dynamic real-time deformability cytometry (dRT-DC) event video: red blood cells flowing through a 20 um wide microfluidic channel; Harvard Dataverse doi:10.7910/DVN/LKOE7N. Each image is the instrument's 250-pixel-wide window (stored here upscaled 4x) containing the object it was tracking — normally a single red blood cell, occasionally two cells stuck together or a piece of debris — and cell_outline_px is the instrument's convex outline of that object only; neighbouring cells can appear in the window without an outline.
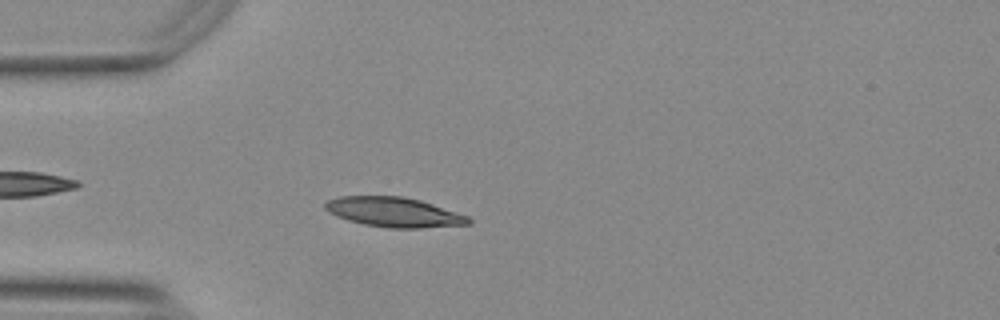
{"species": "Egyptian fruit bat (a non-hibernating species)", "species_latin": "Rousettus aegyptiacus", "temperature_condition": "warm", "stored_images_in_passage": 49, "camera_frame_rate_fps": 3000, "um_per_image_px": 0.085, "animal": {"sex": "female"}, "frame": {"image": 1, "passage_image": 10, "time_ms": 3.0, "image_size_px": [1000, 320], "cell_outline_px": [[472, 224], [420, 228], [388, 228], [364, 224], [348, 220], [336, 216], [328, 212], [324, 208], [324, 204], [328, 200], [340, 196], [404, 196], [420, 200], [468, 216], [472, 220]], "centroid_in_image_um": [33.48, 18.03], "position_along_channel_um": 51.5, "area_um2": 24.85}}
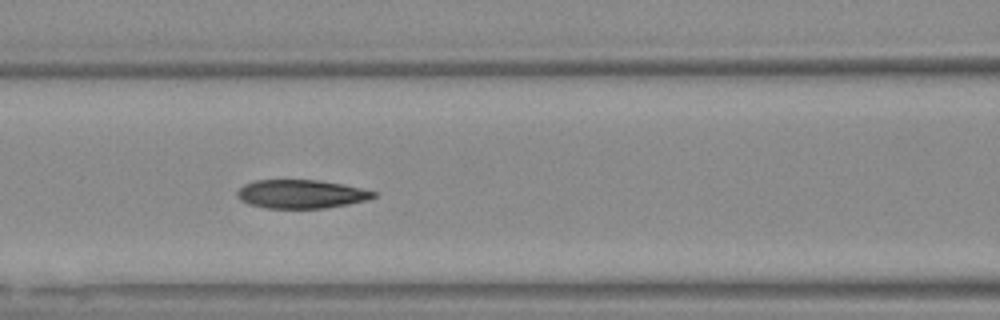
{"frame": {"image": 2, "passage_image": 18, "time_ms": 5.667, "image_size_px": [1000, 320], "cell_outline_px": [[376, 196], [368, 200], [348, 204], [324, 208], [264, 208], [248, 204], [240, 200], [236, 196], [236, 192], [244, 184], [256, 180], [320, 180], [360, 188], [376, 192]], "centroid_in_image_um": [25.56, 16.5], "position_along_channel_um": 141.0, "area_um2": 22.72}}
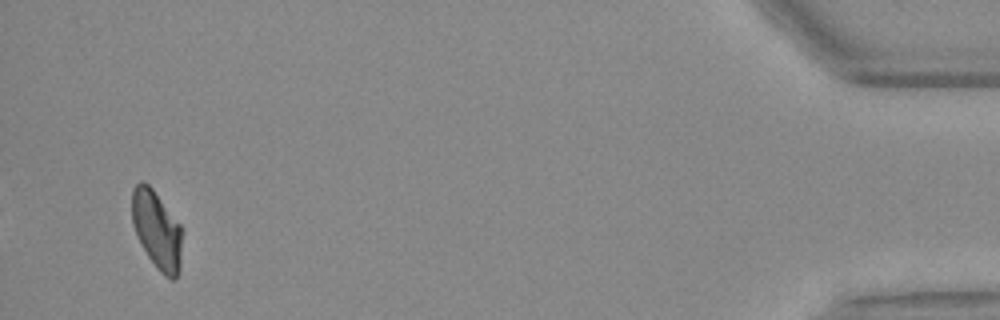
{"frame": {"image": 3, "passage_image": 47, "time_ms": 15.333, "image_size_px": [1000, 320], "cell_outline_px": [[184, 232], [180, 272], [176, 280], [172, 280], [164, 276], [156, 268], [148, 256], [132, 224], [132, 188], [140, 180], [144, 180], [152, 188], [180, 224]], "centroid_in_image_um": [13.38, 19.57], "position_along_channel_um": 421.8, "area_um2": 23.29}, "authors_computed_cell_mechanics": {"area_um2": 23.4668, "velocity_mm_per_s": 3.7485, "shape_relaxation_time_tau1_ms": null, "shape_relaxation_time_tau2_ms": 3.1462, "deformation_change_tau1": null, "deformation_change_tau2": 0.0892}}